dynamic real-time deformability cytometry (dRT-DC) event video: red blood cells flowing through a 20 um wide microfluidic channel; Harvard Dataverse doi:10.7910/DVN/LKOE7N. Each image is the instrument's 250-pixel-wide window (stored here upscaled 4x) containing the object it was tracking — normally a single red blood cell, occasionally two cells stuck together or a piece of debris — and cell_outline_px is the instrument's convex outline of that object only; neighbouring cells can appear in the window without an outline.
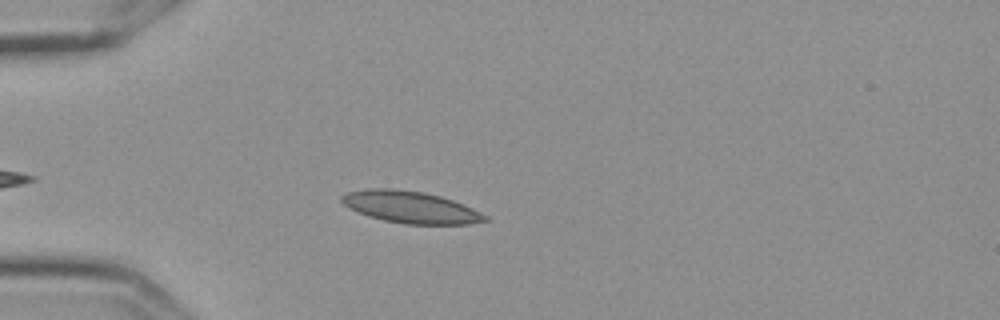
{"species": "Egyptian fruit bat (a non-hibernating species)", "species_latin": "Rousettus aegyptiacus", "temperature_condition": "cold", "stored_images_in_passage": 42, "camera_frame_rate_fps": 3000, "um_per_image_px": 0.085, "frame": {"image": 1, "passage_image": 7, "time_ms": 2.0, "image_size_px": [1000, 320], "cell_outline_px": [[488, 220], [468, 224], [404, 224], [384, 220], [368, 216], [348, 208], [340, 200], [340, 196], [348, 192], [368, 188], [392, 188], [424, 192], [440, 196], [464, 204], [488, 216]], "centroid_in_image_um": [34.87, 17.6], "position_along_channel_um": 50.1, "area_um2": 26.65}}
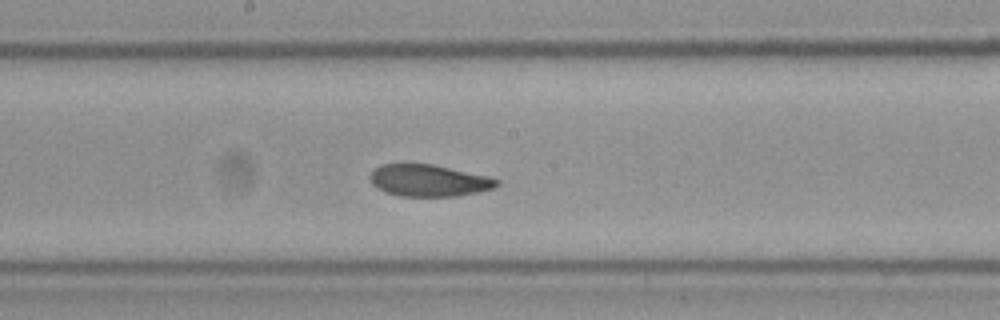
{"frame": {"image": 2, "passage_image": 22, "time_ms": 7.0, "image_size_px": [1000, 320], "cell_outline_px": [[500, 184], [492, 188], [476, 192], [456, 196], [400, 196], [384, 192], [376, 188], [372, 184], [368, 176], [380, 164], [432, 164], [488, 176], [500, 180]], "centroid_in_image_um": [36.41, 15.34], "position_along_channel_um": 211.8, "area_um2": 23.47}}
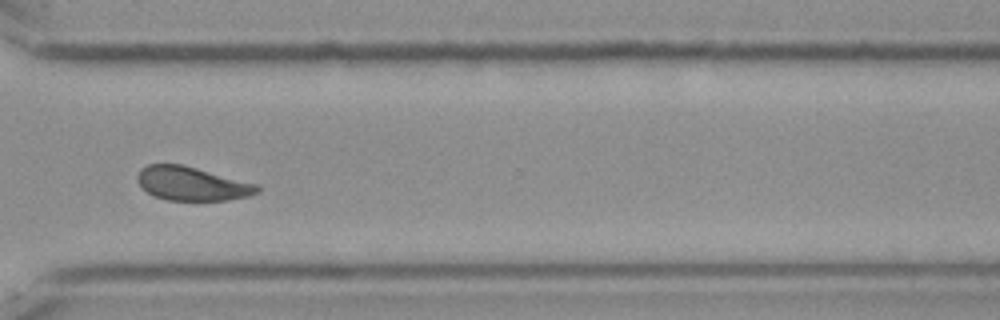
{"frame": {"image": 3, "passage_image": 34, "time_ms": 11.0, "image_size_px": [1000, 320], "cell_outline_px": [[260, 192], [248, 196], [228, 200], [168, 200], [156, 196], [148, 192], [136, 180], [136, 176], [140, 168], [148, 164], [184, 164], [256, 184], [260, 188]], "centroid_in_image_um": [16.31, 15.6], "position_along_channel_um": 354.3, "area_um2": 23.52}, "authors_computed_cell_mechanics": {"area_um2": 24.0737, "velocity_mm_per_s": 3.5626, "shape_relaxation_time_tau1_ms": 8.9204, "shape_relaxation_time_tau2_ms": 1.9374, "deformation_change_tau1": 0.193, "deformation_change_tau2": 0.0617}}